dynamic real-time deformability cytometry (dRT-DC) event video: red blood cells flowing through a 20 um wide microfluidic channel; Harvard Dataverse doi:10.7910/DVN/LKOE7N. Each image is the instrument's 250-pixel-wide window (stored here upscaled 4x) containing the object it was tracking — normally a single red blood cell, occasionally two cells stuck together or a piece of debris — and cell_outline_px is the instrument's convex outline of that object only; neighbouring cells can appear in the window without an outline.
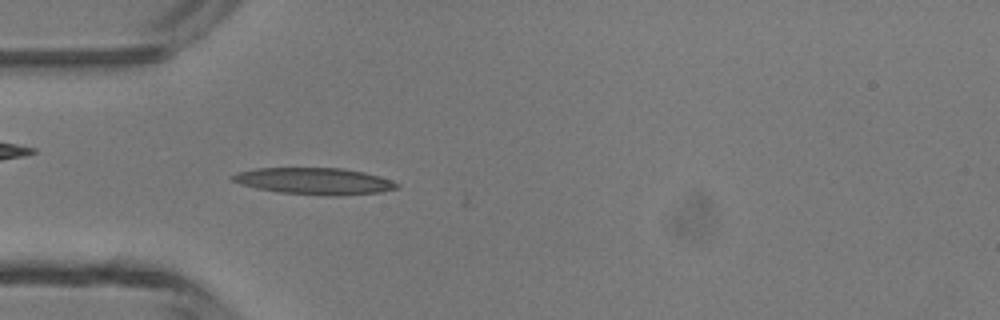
{"species": "common noctule bat (a hibernating species)", "species_latin": "Nyctalus noctula", "temperature_condition": "room temperature", "stored_images_in_passage": 4, "camera_frame_rate_fps": 3000, "um_per_image_px": 0.085, "animal": {"sex": "male", "body_mass_g": 13.3}, "frame": {"image": 1, "passage_image": 4, "time_ms": 3.333, "image_size_px": [1000, 320], "cell_outline_px": [[400, 188], [380, 192], [340, 196], [324, 196], [276, 192], [256, 188], [240, 184], [232, 180], [228, 176], [236, 172], [256, 168], [344, 168], [364, 172], [380, 176], [392, 180], [400, 184]], "centroid_in_image_um": [26.73, 15.4], "position_along_channel_um": 58.3, "area_um2": 26.01}}